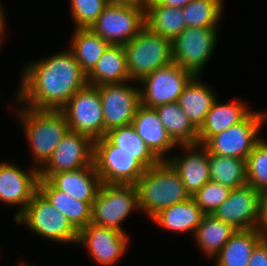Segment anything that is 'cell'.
<instances>
[{
    "label": "cell",
    "mask_w": 267,
    "mask_h": 266,
    "mask_svg": "<svg viewBox=\"0 0 267 266\" xmlns=\"http://www.w3.org/2000/svg\"><path fill=\"white\" fill-rule=\"evenodd\" d=\"M5 10H4V8L2 7V5H1V2H0V21H5L6 20V18H5V12H4Z\"/></svg>",
    "instance_id": "obj_42"
},
{
    "label": "cell",
    "mask_w": 267,
    "mask_h": 266,
    "mask_svg": "<svg viewBox=\"0 0 267 266\" xmlns=\"http://www.w3.org/2000/svg\"><path fill=\"white\" fill-rule=\"evenodd\" d=\"M129 238L127 233L90 223L78 231L76 244L84 246L100 266H113L127 252Z\"/></svg>",
    "instance_id": "obj_15"
},
{
    "label": "cell",
    "mask_w": 267,
    "mask_h": 266,
    "mask_svg": "<svg viewBox=\"0 0 267 266\" xmlns=\"http://www.w3.org/2000/svg\"><path fill=\"white\" fill-rule=\"evenodd\" d=\"M195 75L172 62L146 75L137 84L140 105L155 108L162 104L178 101L184 88Z\"/></svg>",
    "instance_id": "obj_10"
},
{
    "label": "cell",
    "mask_w": 267,
    "mask_h": 266,
    "mask_svg": "<svg viewBox=\"0 0 267 266\" xmlns=\"http://www.w3.org/2000/svg\"><path fill=\"white\" fill-rule=\"evenodd\" d=\"M135 210L141 211L135 184L101 183L92 203L91 223L125 233L122 223Z\"/></svg>",
    "instance_id": "obj_4"
},
{
    "label": "cell",
    "mask_w": 267,
    "mask_h": 266,
    "mask_svg": "<svg viewBox=\"0 0 267 266\" xmlns=\"http://www.w3.org/2000/svg\"><path fill=\"white\" fill-rule=\"evenodd\" d=\"M213 215L237 230L260 229V192L248 184L232 189Z\"/></svg>",
    "instance_id": "obj_16"
},
{
    "label": "cell",
    "mask_w": 267,
    "mask_h": 266,
    "mask_svg": "<svg viewBox=\"0 0 267 266\" xmlns=\"http://www.w3.org/2000/svg\"><path fill=\"white\" fill-rule=\"evenodd\" d=\"M193 0H144L145 4H160L167 7L183 8Z\"/></svg>",
    "instance_id": "obj_39"
},
{
    "label": "cell",
    "mask_w": 267,
    "mask_h": 266,
    "mask_svg": "<svg viewBox=\"0 0 267 266\" xmlns=\"http://www.w3.org/2000/svg\"><path fill=\"white\" fill-rule=\"evenodd\" d=\"M199 79V75L194 76L177 101L197 130L203 124L207 113L218 97L209 85Z\"/></svg>",
    "instance_id": "obj_24"
},
{
    "label": "cell",
    "mask_w": 267,
    "mask_h": 266,
    "mask_svg": "<svg viewBox=\"0 0 267 266\" xmlns=\"http://www.w3.org/2000/svg\"><path fill=\"white\" fill-rule=\"evenodd\" d=\"M38 191L60 211L77 230L91 223L92 203L82 202L57 190L47 179H39Z\"/></svg>",
    "instance_id": "obj_23"
},
{
    "label": "cell",
    "mask_w": 267,
    "mask_h": 266,
    "mask_svg": "<svg viewBox=\"0 0 267 266\" xmlns=\"http://www.w3.org/2000/svg\"><path fill=\"white\" fill-rule=\"evenodd\" d=\"M236 231L213 214H205L193 237L203 254L213 259Z\"/></svg>",
    "instance_id": "obj_28"
},
{
    "label": "cell",
    "mask_w": 267,
    "mask_h": 266,
    "mask_svg": "<svg viewBox=\"0 0 267 266\" xmlns=\"http://www.w3.org/2000/svg\"><path fill=\"white\" fill-rule=\"evenodd\" d=\"M39 171L30 166L27 171L11 162H0V202L16 206V219L38 191Z\"/></svg>",
    "instance_id": "obj_17"
},
{
    "label": "cell",
    "mask_w": 267,
    "mask_h": 266,
    "mask_svg": "<svg viewBox=\"0 0 267 266\" xmlns=\"http://www.w3.org/2000/svg\"><path fill=\"white\" fill-rule=\"evenodd\" d=\"M71 131L85 134L93 141L104 137V118L98 88L87 84L60 109Z\"/></svg>",
    "instance_id": "obj_12"
},
{
    "label": "cell",
    "mask_w": 267,
    "mask_h": 266,
    "mask_svg": "<svg viewBox=\"0 0 267 266\" xmlns=\"http://www.w3.org/2000/svg\"><path fill=\"white\" fill-rule=\"evenodd\" d=\"M267 112L252 111L242 122L211 136L203 146L209 153L246 161L253 147L262 139L259 132Z\"/></svg>",
    "instance_id": "obj_8"
},
{
    "label": "cell",
    "mask_w": 267,
    "mask_h": 266,
    "mask_svg": "<svg viewBox=\"0 0 267 266\" xmlns=\"http://www.w3.org/2000/svg\"><path fill=\"white\" fill-rule=\"evenodd\" d=\"M182 154L169 156L167 160L179 174L184 187L190 196H193L208 181L209 160L207 149L200 144L178 145Z\"/></svg>",
    "instance_id": "obj_18"
},
{
    "label": "cell",
    "mask_w": 267,
    "mask_h": 266,
    "mask_svg": "<svg viewBox=\"0 0 267 266\" xmlns=\"http://www.w3.org/2000/svg\"><path fill=\"white\" fill-rule=\"evenodd\" d=\"M132 126L138 136L146 143L152 153L160 160L167 161V155L178 145L169 136L154 108L140 105L132 120ZM167 157V158H165Z\"/></svg>",
    "instance_id": "obj_19"
},
{
    "label": "cell",
    "mask_w": 267,
    "mask_h": 266,
    "mask_svg": "<svg viewBox=\"0 0 267 266\" xmlns=\"http://www.w3.org/2000/svg\"><path fill=\"white\" fill-rule=\"evenodd\" d=\"M266 235L260 229L237 230L213 258L214 266H248L253 249Z\"/></svg>",
    "instance_id": "obj_25"
},
{
    "label": "cell",
    "mask_w": 267,
    "mask_h": 266,
    "mask_svg": "<svg viewBox=\"0 0 267 266\" xmlns=\"http://www.w3.org/2000/svg\"><path fill=\"white\" fill-rule=\"evenodd\" d=\"M125 81L131 80L127 69L124 45L110 44L95 67L87 74V83L99 86Z\"/></svg>",
    "instance_id": "obj_26"
},
{
    "label": "cell",
    "mask_w": 267,
    "mask_h": 266,
    "mask_svg": "<svg viewBox=\"0 0 267 266\" xmlns=\"http://www.w3.org/2000/svg\"><path fill=\"white\" fill-rule=\"evenodd\" d=\"M183 16L182 8L145 4L146 27L170 40H173L187 28Z\"/></svg>",
    "instance_id": "obj_30"
},
{
    "label": "cell",
    "mask_w": 267,
    "mask_h": 266,
    "mask_svg": "<svg viewBox=\"0 0 267 266\" xmlns=\"http://www.w3.org/2000/svg\"><path fill=\"white\" fill-rule=\"evenodd\" d=\"M218 31L219 28L187 27L172 40L173 62L195 76L201 75L219 41Z\"/></svg>",
    "instance_id": "obj_11"
},
{
    "label": "cell",
    "mask_w": 267,
    "mask_h": 266,
    "mask_svg": "<svg viewBox=\"0 0 267 266\" xmlns=\"http://www.w3.org/2000/svg\"><path fill=\"white\" fill-rule=\"evenodd\" d=\"M146 26L145 3L107 4L91 29L114 45L131 42Z\"/></svg>",
    "instance_id": "obj_7"
},
{
    "label": "cell",
    "mask_w": 267,
    "mask_h": 266,
    "mask_svg": "<svg viewBox=\"0 0 267 266\" xmlns=\"http://www.w3.org/2000/svg\"><path fill=\"white\" fill-rule=\"evenodd\" d=\"M110 43L97 35L91 28H75L69 50L88 74L102 57Z\"/></svg>",
    "instance_id": "obj_27"
},
{
    "label": "cell",
    "mask_w": 267,
    "mask_h": 266,
    "mask_svg": "<svg viewBox=\"0 0 267 266\" xmlns=\"http://www.w3.org/2000/svg\"><path fill=\"white\" fill-rule=\"evenodd\" d=\"M21 71L15 106L35 110H60L88 84L87 74L69 49L32 61Z\"/></svg>",
    "instance_id": "obj_1"
},
{
    "label": "cell",
    "mask_w": 267,
    "mask_h": 266,
    "mask_svg": "<svg viewBox=\"0 0 267 266\" xmlns=\"http://www.w3.org/2000/svg\"><path fill=\"white\" fill-rule=\"evenodd\" d=\"M260 230L267 233V188L260 192Z\"/></svg>",
    "instance_id": "obj_38"
},
{
    "label": "cell",
    "mask_w": 267,
    "mask_h": 266,
    "mask_svg": "<svg viewBox=\"0 0 267 266\" xmlns=\"http://www.w3.org/2000/svg\"><path fill=\"white\" fill-rule=\"evenodd\" d=\"M248 266H267V235L253 249Z\"/></svg>",
    "instance_id": "obj_37"
},
{
    "label": "cell",
    "mask_w": 267,
    "mask_h": 266,
    "mask_svg": "<svg viewBox=\"0 0 267 266\" xmlns=\"http://www.w3.org/2000/svg\"><path fill=\"white\" fill-rule=\"evenodd\" d=\"M223 0H193L182 8L187 27L219 28ZM222 16V17H221Z\"/></svg>",
    "instance_id": "obj_33"
},
{
    "label": "cell",
    "mask_w": 267,
    "mask_h": 266,
    "mask_svg": "<svg viewBox=\"0 0 267 266\" xmlns=\"http://www.w3.org/2000/svg\"><path fill=\"white\" fill-rule=\"evenodd\" d=\"M93 155L94 141L85 134L69 130L48 161L38 170L39 179L90 166L93 164Z\"/></svg>",
    "instance_id": "obj_14"
},
{
    "label": "cell",
    "mask_w": 267,
    "mask_h": 266,
    "mask_svg": "<svg viewBox=\"0 0 267 266\" xmlns=\"http://www.w3.org/2000/svg\"><path fill=\"white\" fill-rule=\"evenodd\" d=\"M211 181L235 189L247 184L246 163L243 159L208 152Z\"/></svg>",
    "instance_id": "obj_32"
},
{
    "label": "cell",
    "mask_w": 267,
    "mask_h": 266,
    "mask_svg": "<svg viewBox=\"0 0 267 266\" xmlns=\"http://www.w3.org/2000/svg\"><path fill=\"white\" fill-rule=\"evenodd\" d=\"M93 163L101 183L136 184L146 167L133 154L113 146L105 137L94 140Z\"/></svg>",
    "instance_id": "obj_9"
},
{
    "label": "cell",
    "mask_w": 267,
    "mask_h": 266,
    "mask_svg": "<svg viewBox=\"0 0 267 266\" xmlns=\"http://www.w3.org/2000/svg\"><path fill=\"white\" fill-rule=\"evenodd\" d=\"M104 137L113 146L133 154V157L138 159L146 168H150L160 162L146 143L138 136L132 124L113 128L107 131Z\"/></svg>",
    "instance_id": "obj_31"
},
{
    "label": "cell",
    "mask_w": 267,
    "mask_h": 266,
    "mask_svg": "<svg viewBox=\"0 0 267 266\" xmlns=\"http://www.w3.org/2000/svg\"><path fill=\"white\" fill-rule=\"evenodd\" d=\"M57 190L70 197L87 203H93L101 186L100 177L94 163L73 171L52 174L47 179Z\"/></svg>",
    "instance_id": "obj_20"
},
{
    "label": "cell",
    "mask_w": 267,
    "mask_h": 266,
    "mask_svg": "<svg viewBox=\"0 0 267 266\" xmlns=\"http://www.w3.org/2000/svg\"><path fill=\"white\" fill-rule=\"evenodd\" d=\"M16 111L30 145L32 166L39 170L70 130L67 120L60 110H35L21 104Z\"/></svg>",
    "instance_id": "obj_2"
},
{
    "label": "cell",
    "mask_w": 267,
    "mask_h": 266,
    "mask_svg": "<svg viewBox=\"0 0 267 266\" xmlns=\"http://www.w3.org/2000/svg\"><path fill=\"white\" fill-rule=\"evenodd\" d=\"M127 69L131 81L139 82L146 75L173 62L172 40L144 27L124 45Z\"/></svg>",
    "instance_id": "obj_5"
},
{
    "label": "cell",
    "mask_w": 267,
    "mask_h": 266,
    "mask_svg": "<svg viewBox=\"0 0 267 266\" xmlns=\"http://www.w3.org/2000/svg\"><path fill=\"white\" fill-rule=\"evenodd\" d=\"M247 184L261 192L267 188V141L261 139L246 161Z\"/></svg>",
    "instance_id": "obj_34"
},
{
    "label": "cell",
    "mask_w": 267,
    "mask_h": 266,
    "mask_svg": "<svg viewBox=\"0 0 267 266\" xmlns=\"http://www.w3.org/2000/svg\"><path fill=\"white\" fill-rule=\"evenodd\" d=\"M230 192V188L210 180L191 197L205 214H213Z\"/></svg>",
    "instance_id": "obj_35"
},
{
    "label": "cell",
    "mask_w": 267,
    "mask_h": 266,
    "mask_svg": "<svg viewBox=\"0 0 267 266\" xmlns=\"http://www.w3.org/2000/svg\"><path fill=\"white\" fill-rule=\"evenodd\" d=\"M169 136L177 145L198 144V130L189 121L178 102L154 108Z\"/></svg>",
    "instance_id": "obj_29"
},
{
    "label": "cell",
    "mask_w": 267,
    "mask_h": 266,
    "mask_svg": "<svg viewBox=\"0 0 267 266\" xmlns=\"http://www.w3.org/2000/svg\"><path fill=\"white\" fill-rule=\"evenodd\" d=\"M6 28H7V26H6V21H0V47H1V45L3 44V43H2L3 39L5 38V37H3V36H5V35H4L5 33H7V32H5V31H6ZM0 49H1V48H0Z\"/></svg>",
    "instance_id": "obj_41"
},
{
    "label": "cell",
    "mask_w": 267,
    "mask_h": 266,
    "mask_svg": "<svg viewBox=\"0 0 267 266\" xmlns=\"http://www.w3.org/2000/svg\"><path fill=\"white\" fill-rule=\"evenodd\" d=\"M19 266H31V265L27 264L26 262L25 263L24 262L23 263L21 262Z\"/></svg>",
    "instance_id": "obj_43"
},
{
    "label": "cell",
    "mask_w": 267,
    "mask_h": 266,
    "mask_svg": "<svg viewBox=\"0 0 267 266\" xmlns=\"http://www.w3.org/2000/svg\"><path fill=\"white\" fill-rule=\"evenodd\" d=\"M135 185L139 192L140 210L148 219L166 207L191 198L168 161L147 168Z\"/></svg>",
    "instance_id": "obj_3"
},
{
    "label": "cell",
    "mask_w": 267,
    "mask_h": 266,
    "mask_svg": "<svg viewBox=\"0 0 267 266\" xmlns=\"http://www.w3.org/2000/svg\"><path fill=\"white\" fill-rule=\"evenodd\" d=\"M246 105L244 100L223 103L216 99L198 129V144L203 145L211 136L242 122L253 111Z\"/></svg>",
    "instance_id": "obj_21"
},
{
    "label": "cell",
    "mask_w": 267,
    "mask_h": 266,
    "mask_svg": "<svg viewBox=\"0 0 267 266\" xmlns=\"http://www.w3.org/2000/svg\"><path fill=\"white\" fill-rule=\"evenodd\" d=\"M205 213L197 206L192 197L186 201L160 210L151 220L162 229L176 233L191 232L194 236Z\"/></svg>",
    "instance_id": "obj_22"
},
{
    "label": "cell",
    "mask_w": 267,
    "mask_h": 266,
    "mask_svg": "<svg viewBox=\"0 0 267 266\" xmlns=\"http://www.w3.org/2000/svg\"><path fill=\"white\" fill-rule=\"evenodd\" d=\"M106 5L105 0H70V11L75 27L91 28Z\"/></svg>",
    "instance_id": "obj_36"
},
{
    "label": "cell",
    "mask_w": 267,
    "mask_h": 266,
    "mask_svg": "<svg viewBox=\"0 0 267 266\" xmlns=\"http://www.w3.org/2000/svg\"><path fill=\"white\" fill-rule=\"evenodd\" d=\"M15 222L19 226L25 225L34 234L46 240L66 244L77 243L78 231L39 191L32 196Z\"/></svg>",
    "instance_id": "obj_6"
},
{
    "label": "cell",
    "mask_w": 267,
    "mask_h": 266,
    "mask_svg": "<svg viewBox=\"0 0 267 266\" xmlns=\"http://www.w3.org/2000/svg\"><path fill=\"white\" fill-rule=\"evenodd\" d=\"M132 82V83H131ZM135 81L108 83L96 86L98 88L103 118L104 136L113 128L130 125L140 106L139 85Z\"/></svg>",
    "instance_id": "obj_13"
},
{
    "label": "cell",
    "mask_w": 267,
    "mask_h": 266,
    "mask_svg": "<svg viewBox=\"0 0 267 266\" xmlns=\"http://www.w3.org/2000/svg\"><path fill=\"white\" fill-rule=\"evenodd\" d=\"M107 4H133L140 3L144 0H105Z\"/></svg>",
    "instance_id": "obj_40"
}]
</instances>
